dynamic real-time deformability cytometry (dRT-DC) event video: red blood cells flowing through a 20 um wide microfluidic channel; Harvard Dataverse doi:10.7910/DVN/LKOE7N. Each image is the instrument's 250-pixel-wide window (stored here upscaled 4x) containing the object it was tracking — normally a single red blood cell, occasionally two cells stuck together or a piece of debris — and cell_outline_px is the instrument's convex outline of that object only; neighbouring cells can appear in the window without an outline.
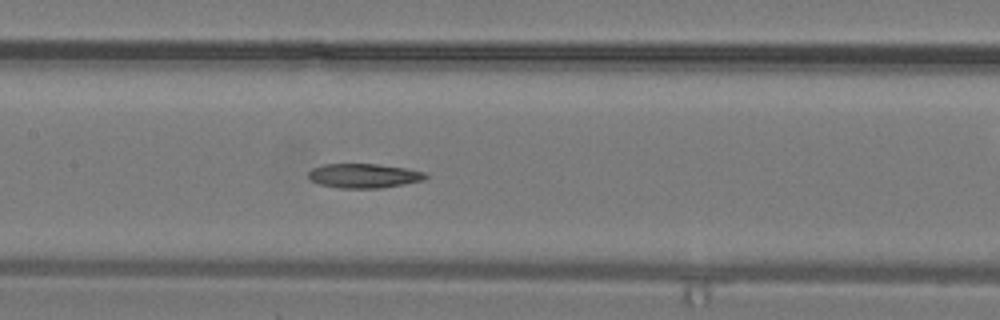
{"species": "common noctule bat (a hibernating species)", "species_latin": "Nyctalus noctula", "temperature_condition": "warm", "stored_images_in_passage": 18, "camera_frame_rate_fps": 3000, "um_per_image_px": 0.085, "animal": {"sex": "male", "body_mass_g": 19.2, "forearm_length_mm": 51.8}, "frame": {"image": 1, "passage_image": 11, "time_ms": 3.333, "image_size_px": [1000, 320], "cell_outline_px": [[428, 176], [424, 180], [404, 184], [380, 188], [340, 188], [320, 184], [312, 180], [308, 176], [308, 172], [312, 168], [324, 164], [380, 164], [404, 168], [424, 172]], "centroid_in_image_um": [30.93, 14.94], "position_along_channel_um": 176.5, "area_um2": 16.53}}
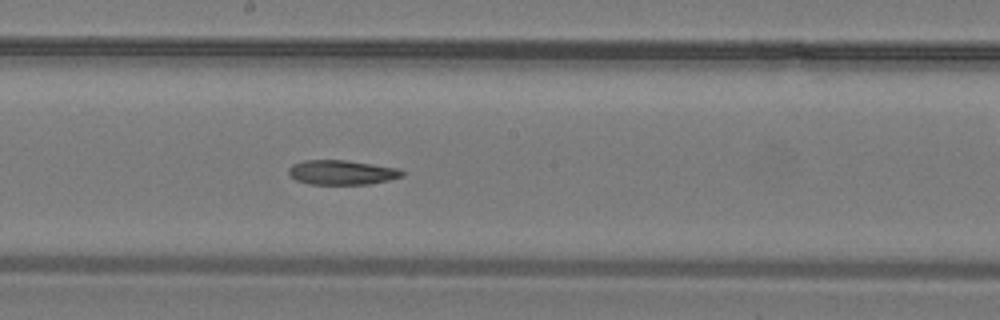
{"frame": {"image": 2, "passage_image": 13, "time_ms": 4.0, "image_size_px": [1000, 320], "cell_outline_px": [[404, 176], [372, 184], [308, 184], [296, 180], [288, 172], [288, 168], [292, 164], [304, 160], [344, 160], [372, 164], [396, 168], [404, 172]], "centroid_in_image_um": [29.04, 14.66], "position_along_channel_um": 219.2, "area_um2": 16.18}}